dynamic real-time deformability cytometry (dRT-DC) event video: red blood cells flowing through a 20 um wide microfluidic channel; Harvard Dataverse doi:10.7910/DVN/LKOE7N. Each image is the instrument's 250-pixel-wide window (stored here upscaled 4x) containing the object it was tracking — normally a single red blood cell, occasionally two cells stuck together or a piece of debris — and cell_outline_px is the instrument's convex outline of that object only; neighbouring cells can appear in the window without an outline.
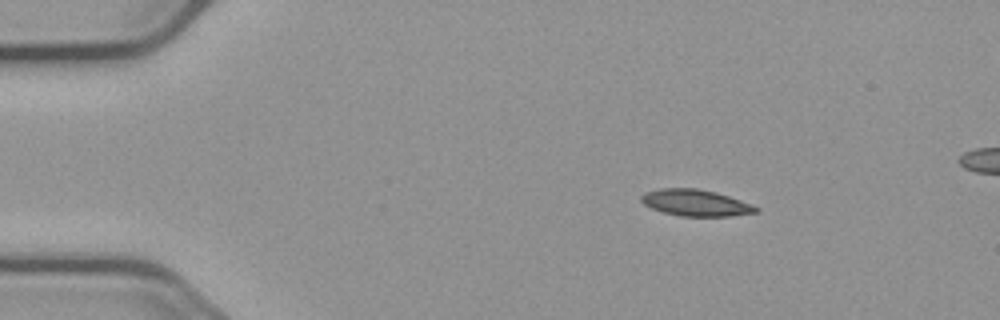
{"species": "common noctule bat (a hibernating species)", "species_latin": "Nyctalus noctula", "temperature_condition": "cold", "stored_images_in_passage": 49, "camera_frame_rate_fps": 3000, "um_per_image_px": 0.085, "animal": {"sex": "male", "body_mass_g": 23.1, "forearm_length_mm": 52.7}, "frame": {"image": 1, "passage_image": 1, "time_ms": 0.0, "image_size_px": [1000, 320], "cell_outline_px": [[760, 208], [756, 212], [732, 216], [680, 216], [664, 212], [652, 208], [644, 204], [640, 200], [640, 196], [644, 192], [660, 188], [696, 188], [716, 192], [752, 204]], "centroid_in_image_um": [59.11, 17.23], "position_along_channel_um": 25.9, "area_um2": 17.69}}
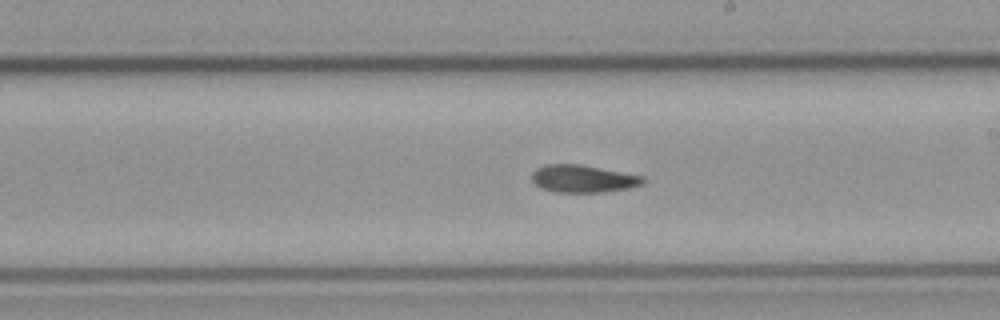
{"frame": {"image": 2, "passage_image": 24, "time_ms": 7.667, "image_size_px": [1000, 320], "cell_outline_px": [[644, 184], [628, 188], [600, 192], [556, 192], [540, 188], [532, 180], [532, 172], [536, 168], [544, 164], [580, 164], [644, 176]], "centroid_in_image_um": [49.54, 15.18], "position_along_channel_um": 239.5, "area_um2": 17.8}}
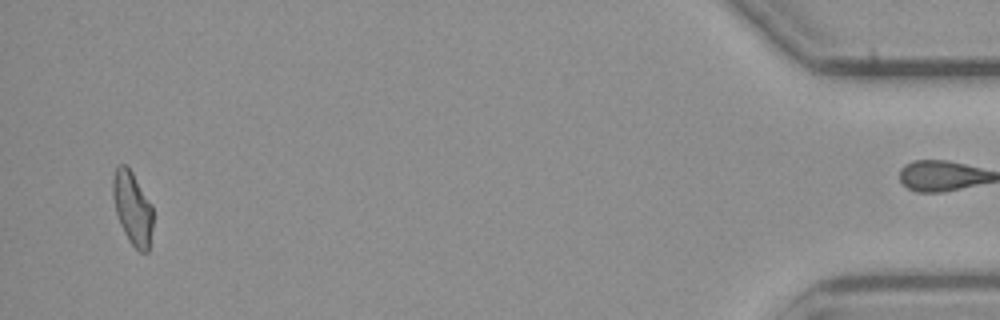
{"frame": {"image": 3, "passage_image": 46, "time_ms": 15.0, "image_size_px": [1000, 320], "cell_outline_px": [[152, 228], [148, 252], [140, 252], [128, 240], [120, 224], [116, 212], [112, 196], [112, 180], [116, 168], [120, 164], [128, 164], [152, 204]], "centroid_in_image_um": [11.25, 17.65], "position_along_channel_um": 423.9, "area_um2": 17.22}}